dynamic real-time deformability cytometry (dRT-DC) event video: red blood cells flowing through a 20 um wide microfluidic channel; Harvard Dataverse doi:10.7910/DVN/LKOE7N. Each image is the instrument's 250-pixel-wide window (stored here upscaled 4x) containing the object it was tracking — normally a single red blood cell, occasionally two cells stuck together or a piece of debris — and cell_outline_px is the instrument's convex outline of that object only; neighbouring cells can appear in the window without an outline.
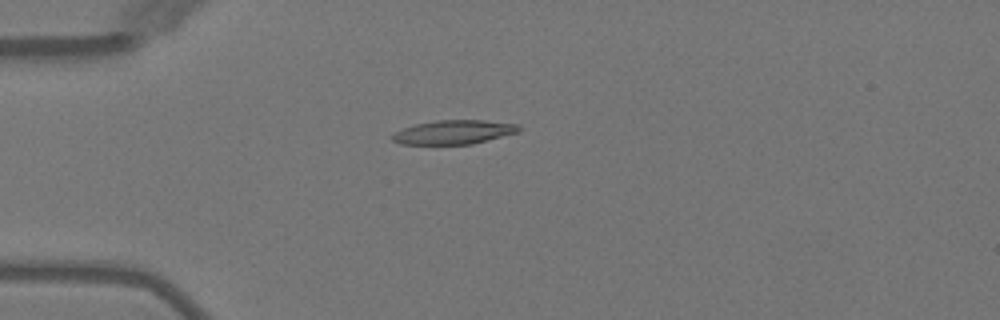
{"species": "Egyptian fruit bat (a non-hibernating species)", "species_latin": "Rousettus aegyptiacus", "temperature_condition": "warm", "stored_images_in_passage": 5, "camera_frame_rate_fps": 3000, "um_per_image_px": 0.085, "animal": {"sex": "female"}, "frame": {"image": 1, "passage_image": 4, "time_ms": 4.333, "image_size_px": [1000, 320], "cell_outline_px": [[520, 132], [472, 144], [400, 144], [392, 140], [392, 132], [416, 124], [436, 120], [484, 120], [520, 124]], "centroid_in_image_um": [38.59, 11.23], "position_along_channel_um": 46.4, "area_um2": 17.8}}